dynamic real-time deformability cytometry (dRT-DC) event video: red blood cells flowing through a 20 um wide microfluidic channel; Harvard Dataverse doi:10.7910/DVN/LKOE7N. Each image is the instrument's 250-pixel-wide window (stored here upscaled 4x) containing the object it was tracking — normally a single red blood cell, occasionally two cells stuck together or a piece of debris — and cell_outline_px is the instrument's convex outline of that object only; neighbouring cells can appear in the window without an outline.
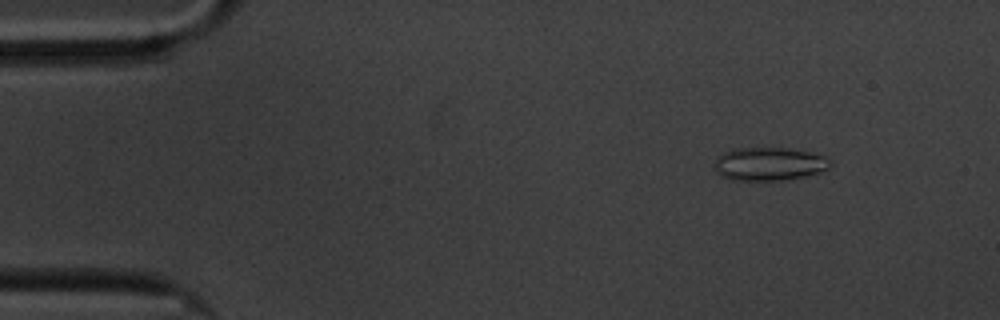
{"species": "common noctule bat (a hibernating species)", "species_latin": "Nyctalus noctula", "temperature_condition": "cold", "stored_images_in_passage": 53, "camera_frame_rate_fps": 3000, "um_per_image_px": 0.085, "animal": {"sex": "male", "body_mass_g": 20.1, "forearm_length_mm": 53.5}, "frame": {"image": 1, "passage_image": 1, "time_ms": 0.0, "image_size_px": [1000, 320], "cell_outline_px": [[832, 164], [828, 168], [820, 172], [804, 176], [780, 180], [732, 180], [720, 176], [712, 168], [716, 156], [732, 148], [788, 148], [812, 152], [824, 156], [832, 160]], "centroid_in_image_um": [65.33, 13.92], "position_along_channel_um": 19.7, "area_um2": 22.77}}
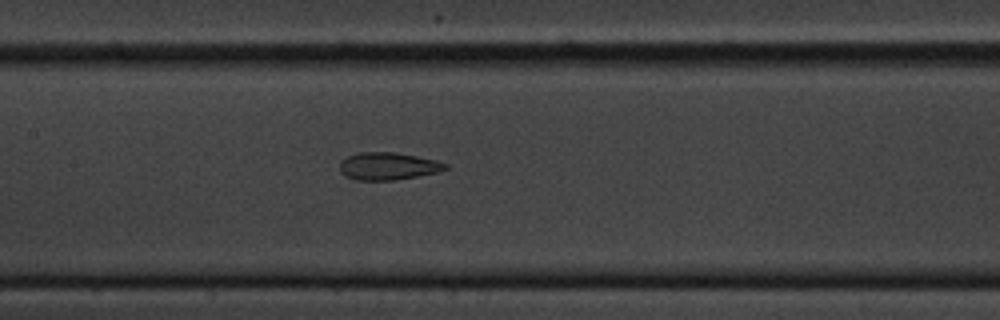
{"frame": {"image": 2, "passage_image": 22, "time_ms": 7.0, "image_size_px": [1000, 320], "cell_outline_px": [[448, 168], [440, 172], [392, 180], [356, 180], [344, 176], [340, 172], [340, 160], [348, 156], [360, 152], [396, 152], [436, 160], [448, 164]], "centroid_in_image_um": [32.97, 14.12], "position_along_channel_um": 174.4, "area_um2": 16.99}}
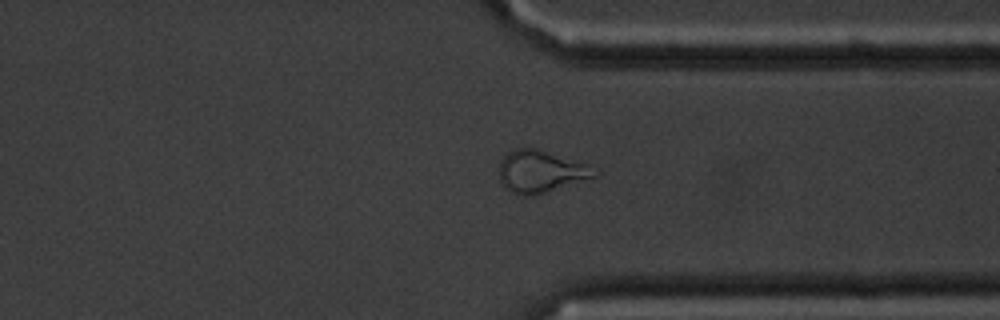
{"frame": {"image": 3, "passage_image": 39, "time_ms": 12.667, "image_size_px": [1000, 320], "cell_outline_px": [[600, 172], [596, 176], [532, 196], [524, 196], [508, 192], [504, 188], [500, 180], [500, 160], [508, 152], [516, 148], [536, 148], [584, 164]], "centroid_in_image_um": [45.89, 14.59], "position_along_channel_um": 365.5, "area_um2": 23.0}, "authors_computed_cell_mechanics": {"area_um2": 20.1144, "velocity_mm_per_s": 3.3819, "shape_relaxation_time_tau1_ms": null, "shape_relaxation_time_tau2_ms": 1.9757, "deformation_change_tau1": null, "deformation_change_tau2": 0.1095}}